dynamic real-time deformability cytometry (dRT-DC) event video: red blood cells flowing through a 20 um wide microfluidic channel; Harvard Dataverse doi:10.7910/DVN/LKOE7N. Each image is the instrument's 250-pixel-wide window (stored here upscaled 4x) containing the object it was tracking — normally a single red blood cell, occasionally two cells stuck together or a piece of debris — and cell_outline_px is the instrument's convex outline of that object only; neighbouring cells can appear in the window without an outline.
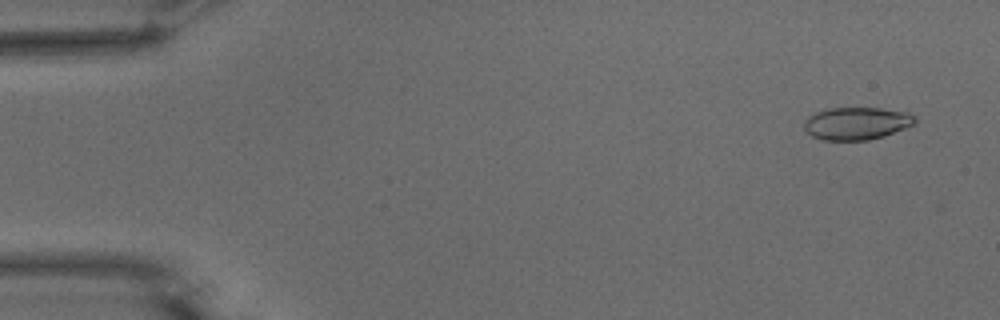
{"species": "common noctule bat (a hibernating species)", "species_latin": "Nyctalus noctula", "temperature_condition": "warm", "stored_images_in_passage": 54, "camera_frame_rate_fps": 3000, "um_per_image_px": 0.085, "animal": {"sex": "male", "body_mass_g": 15.6}, "frame": {"image": 1, "passage_image": 3, "time_ms": 0.667, "image_size_px": [1000, 320], "cell_outline_px": [[916, 124], [884, 136], [868, 140], [824, 140], [812, 136], [804, 128], [804, 120], [808, 116], [816, 112], [828, 108], [880, 108], [908, 112], [916, 116]], "centroid_in_image_um": [72.83, 10.48], "position_along_channel_um": 12.2, "area_um2": 21.15}}
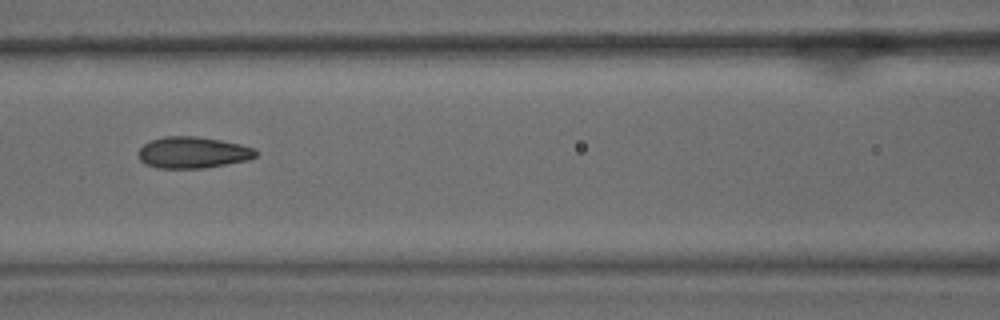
{"frame": {"image": 2, "passage_image": 24, "time_ms": 7.667, "image_size_px": [1000, 320], "cell_outline_px": [[256, 156], [248, 160], [228, 164], [204, 168], [156, 168], [144, 164], [140, 160], [136, 152], [144, 144], [152, 140], [164, 136], [196, 136], [220, 140], [240, 144], [256, 148]], "centroid_in_image_um": [16.37, 12.97], "position_along_channel_um": 150.2, "area_um2": 21.68}}
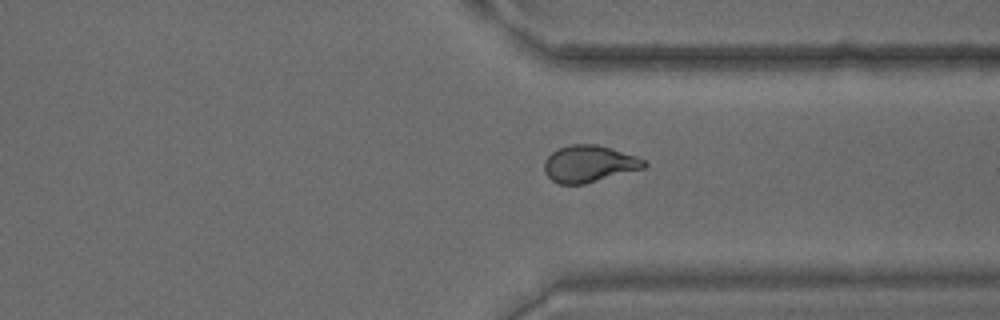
{"frame": {"image": 3, "passage_image": 41, "time_ms": 13.333, "image_size_px": [1000, 320], "cell_outline_px": [[648, 164], [644, 168], [584, 184], [560, 184], [552, 180], [544, 172], [544, 160], [556, 148], [572, 144], [596, 144], [636, 156], [644, 160]], "centroid_in_image_um": [50.04, 13.92], "position_along_channel_um": 361.4, "area_um2": 21.33}, "authors_computed_cell_mechanics": {"area_um2": 21.675, "velocity_mm_per_s": 3.7268, "shape_relaxation_time_tau1_ms": 9.2736, "shape_relaxation_time_tau2_ms": 1.5723, "deformation_change_tau1": 0.2159, "deformation_change_tau2": 0.0796}}